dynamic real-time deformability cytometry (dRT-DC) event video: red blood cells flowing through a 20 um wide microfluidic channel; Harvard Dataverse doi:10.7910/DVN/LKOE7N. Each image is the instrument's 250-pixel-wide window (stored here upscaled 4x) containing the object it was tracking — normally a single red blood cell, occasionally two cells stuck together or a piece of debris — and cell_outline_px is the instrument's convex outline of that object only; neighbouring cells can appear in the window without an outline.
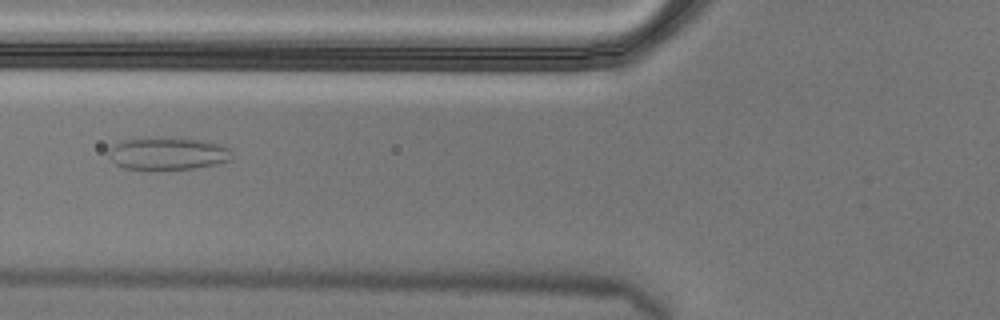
{"species": "Egyptian fruit bat (a non-hibernating species)", "species_latin": "Rousettus aegyptiacus", "temperature_condition": "cold", "stored_images_in_passage": 7, "camera_frame_rate_fps": 3000, "um_per_image_px": 0.085, "animal": {"sex": "male"}, "frame": {"image": 1, "passage_image": 6, "time_ms": 1.667, "image_size_px": [1000, 320], "cell_outline_px": [[232, 160], [216, 164], [196, 168], [156, 172], [124, 168], [116, 164], [112, 160], [108, 152], [108, 148], [124, 140], [160, 136], [172, 136], [204, 140], [220, 144], [232, 148]], "centroid_in_image_um": [14.29, 13.06], "position_along_channel_um": 111.5, "area_um2": 24.62}}